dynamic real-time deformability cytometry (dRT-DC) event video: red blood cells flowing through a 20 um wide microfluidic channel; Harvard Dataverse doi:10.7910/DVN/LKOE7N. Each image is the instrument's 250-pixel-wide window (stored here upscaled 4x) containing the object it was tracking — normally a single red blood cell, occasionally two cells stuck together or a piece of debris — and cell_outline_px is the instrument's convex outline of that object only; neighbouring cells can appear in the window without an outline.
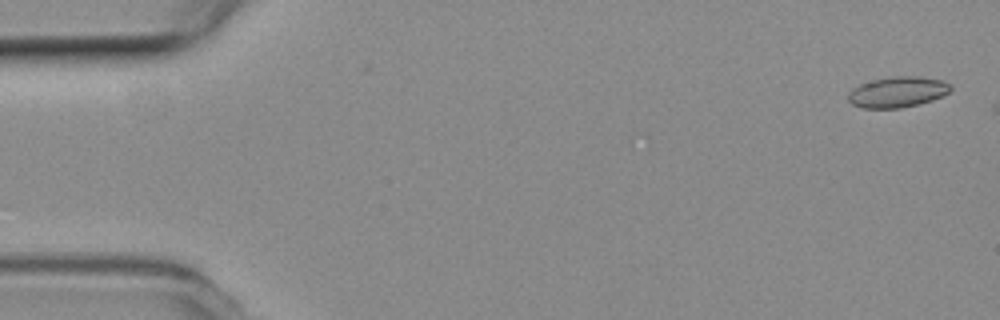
{"species": "common noctule bat (a hibernating species)", "species_latin": "Nyctalus noctula", "temperature_condition": "room temperature", "stored_images_in_passage": 3, "camera_frame_rate_fps": 3000, "um_per_image_px": 0.085, "animal": {"sex": "female", "body_mass_g": 19.3, "forearm_length_mm": 54.1}, "frame": {"image": 1, "passage_image": 1, "time_ms": 0.0, "image_size_px": [1000, 320], "cell_outline_px": [[952, 88], [948, 92], [932, 100], [900, 108], [864, 108], [852, 104], [848, 100], [848, 92], [852, 88], [860, 84], [892, 76], [920, 76], [944, 80]], "centroid_in_image_um": [76.27, 7.81], "position_along_channel_um": 8.7, "area_um2": 18.15}}